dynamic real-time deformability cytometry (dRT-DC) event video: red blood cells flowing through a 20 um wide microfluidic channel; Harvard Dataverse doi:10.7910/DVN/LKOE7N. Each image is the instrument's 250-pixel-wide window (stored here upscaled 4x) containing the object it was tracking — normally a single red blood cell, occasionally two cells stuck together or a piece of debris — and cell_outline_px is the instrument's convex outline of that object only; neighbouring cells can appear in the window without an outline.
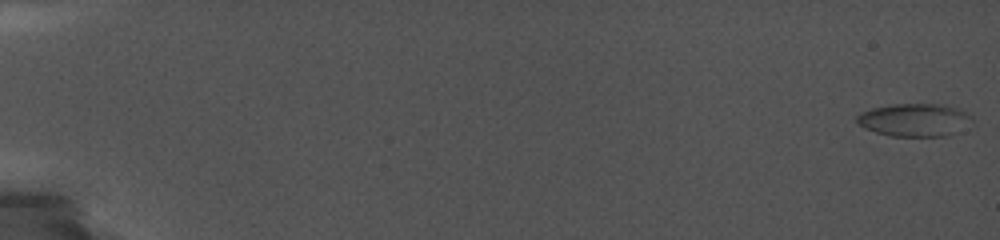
{"species": "common noctule bat (a hibernating species)", "species_latin": "Nyctalus noctula", "temperature_condition": "cold", "stored_images_in_passage": 41, "camera_frame_rate_fps": 5000, "um_per_image_px": 0.085, "animal": {"sex": "female", "body_mass_g": 19.0, "forearm_length_mm": 56.7}, "frame": {"image": 1, "passage_image": 1, "time_ms": 0.0, "image_size_px": [1000, 240], "cell_outline_px": [[964, 116], [952, 132], [948, 136], [888, 136], [864, 128], [856, 120], [856, 116], [872, 108], [896, 104], [936, 104], [952, 108], [964, 112]], "centroid_in_image_um": [77.47, 10.2], "position_along_channel_um": 7.5, "area_um2": 20.46}}
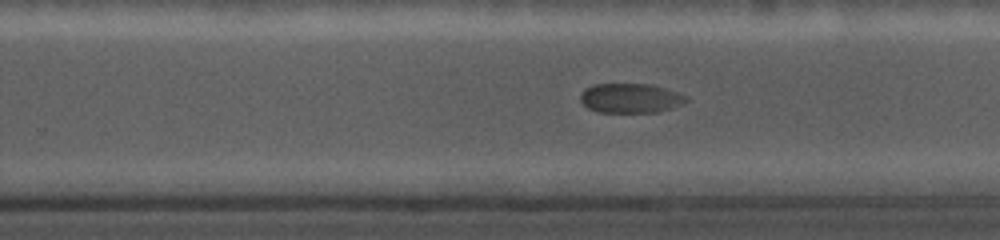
{"frame": {"image": 2, "passage_image": 30, "time_ms": 13.0, "image_size_px": [1000, 240], "cell_outline_px": [[688, 100], [672, 108], [660, 112], [596, 112], [588, 108], [580, 100], [580, 92], [584, 88], [592, 84], [652, 84], [688, 96]], "centroid_in_image_um": [53.55, 8.34], "position_along_channel_um": 276.2, "area_um2": 18.32}}
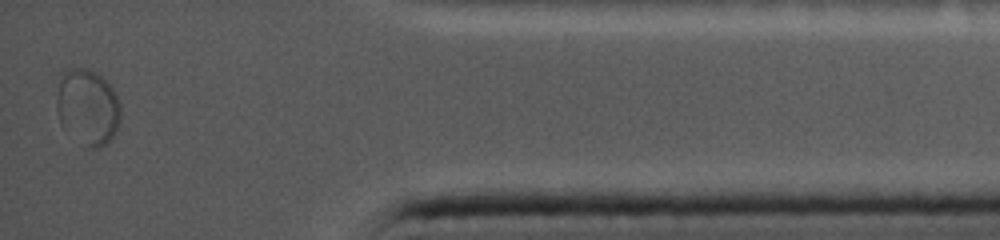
{"frame": {"image": 3, "passage_image": 41, "time_ms": 17.8, "image_size_px": [1000, 240], "cell_outline_px": [[120, 120], [112, 136], [100, 148], [88, 148], [64, 128], [60, 124], [56, 112], [56, 100], [60, 72], [68, 68], [88, 68], [96, 72], [112, 88], [120, 104]], "centroid_in_image_um": [7.4, 9.06], "position_along_channel_um": 427.8, "area_um2": 28.32}}